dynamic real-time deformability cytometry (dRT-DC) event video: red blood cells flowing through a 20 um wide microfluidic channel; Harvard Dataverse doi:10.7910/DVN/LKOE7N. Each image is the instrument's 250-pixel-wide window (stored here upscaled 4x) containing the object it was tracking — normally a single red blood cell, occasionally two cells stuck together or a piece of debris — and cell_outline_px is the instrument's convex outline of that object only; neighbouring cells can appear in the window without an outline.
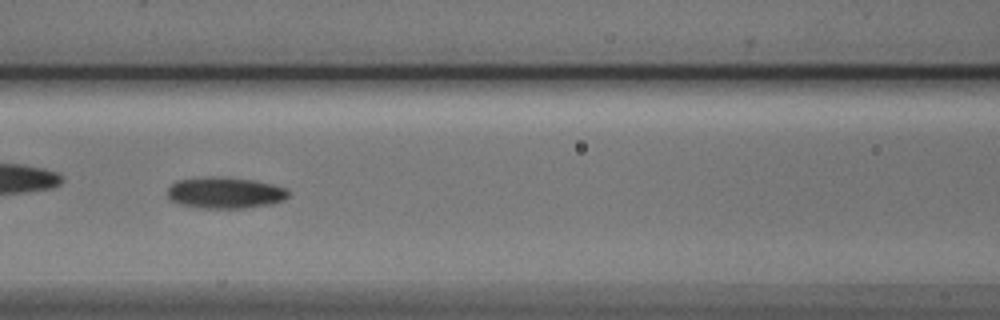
{"species": "Egyptian fruit bat (a non-hibernating species)", "species_latin": "Rousettus aegyptiacus", "temperature_condition": "cold", "stored_images_in_passage": 36, "camera_frame_rate_fps": 3000, "um_per_image_px": 0.085, "animal": {"sex": "male"}, "frame": {"image": 1, "passage_image": 11, "time_ms": 3.333, "image_size_px": [1000, 320], "cell_outline_px": [[288, 196], [284, 200], [272, 204], [244, 208], [204, 208], [180, 204], [172, 200], [168, 196], [168, 188], [176, 180], [204, 176], [216, 176], [256, 180], [272, 184], [284, 188], [288, 192]], "centroid_in_image_um": [19.13, 16.37], "position_along_channel_um": 147.5, "area_um2": 22.14}, "authors_computed_cell_mechanics": {"area_um2": 21.2415, "velocity_mm_per_s": 3.8923, "shape_relaxation_time_tau1_ms": 3.7437, "shape_relaxation_time_tau2_ms": 2.7226, "deformation_change_tau1": 0.1161, "deformation_change_tau2": 0.0904}}